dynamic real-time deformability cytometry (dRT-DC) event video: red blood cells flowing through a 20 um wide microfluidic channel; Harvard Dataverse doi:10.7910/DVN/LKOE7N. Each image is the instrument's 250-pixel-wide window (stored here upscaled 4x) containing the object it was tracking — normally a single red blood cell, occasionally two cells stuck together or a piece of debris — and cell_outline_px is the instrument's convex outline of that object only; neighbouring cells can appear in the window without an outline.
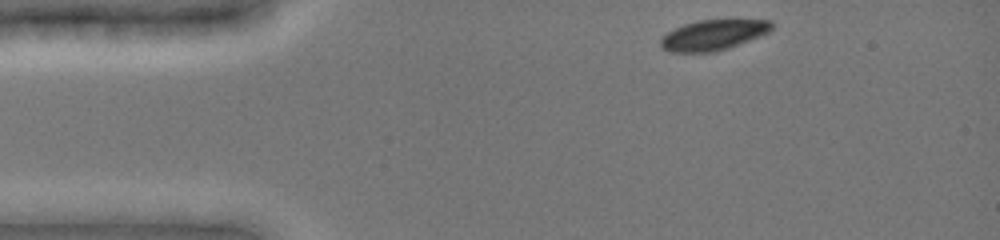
{"species": "common noctule bat (a hibernating species)", "species_latin": "Nyctalus noctula", "temperature_condition": "cold", "stored_images_in_passage": 26, "camera_frame_rate_fps": 3000, "um_per_image_px": 0.085, "animal": {"sex": "female", "body_mass_g": 19.0, "forearm_length_mm": 51.5}, "frame": {"image": 1, "passage_image": 1, "time_ms": 0.0, "image_size_px": [1000, 240], "cell_outline_px": [[772, 28], [768, 32], [728, 48], [716, 52], [668, 52], [660, 48], [660, 36], [684, 24], [700, 20], [772, 20]], "centroid_in_image_um": [60.56, 2.98], "position_along_channel_um": 24.4, "area_um2": 19.54}}
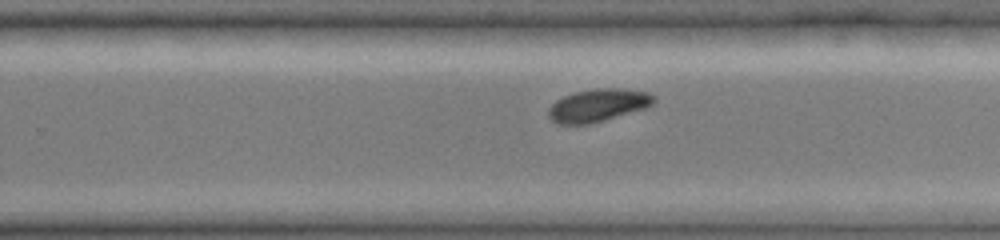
{"frame": {"image": 2, "passage_image": 17, "time_ms": 8.0, "image_size_px": [1000, 240], "cell_outline_px": [[656, 100], [652, 104], [644, 108], [588, 124], [556, 124], [548, 116], [548, 108], [556, 100], [572, 92], [592, 88], [624, 88], [648, 92], [656, 96]], "centroid_in_image_um": [50.81, 8.92], "position_along_channel_um": 279.0, "area_um2": 20.11}}
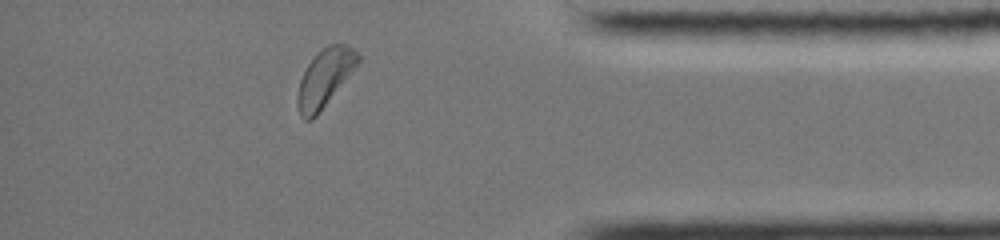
{"frame": {"image": 3, "passage_image": 24, "time_ms": 11.667, "image_size_px": [1000, 240], "cell_outline_px": [[360, 60], [316, 116], [312, 120], [304, 120], [300, 116], [296, 104], [296, 96], [300, 80], [308, 64], [316, 52], [328, 44], [348, 44], [360, 56]], "centroid_in_image_um": [27.55, 6.62], "position_along_channel_um": 407.6, "area_um2": 20.0}, "authors_computed_cell_mechanics": {"area_um2": 20.7791, "velocity_mm_per_s": 3.9186, "shape_relaxation_time_tau1_ms": 1.5072, "shape_relaxation_time_tau2_ms": null, "deformation_change_tau1": 0.0828, "deformation_change_tau2": null}}